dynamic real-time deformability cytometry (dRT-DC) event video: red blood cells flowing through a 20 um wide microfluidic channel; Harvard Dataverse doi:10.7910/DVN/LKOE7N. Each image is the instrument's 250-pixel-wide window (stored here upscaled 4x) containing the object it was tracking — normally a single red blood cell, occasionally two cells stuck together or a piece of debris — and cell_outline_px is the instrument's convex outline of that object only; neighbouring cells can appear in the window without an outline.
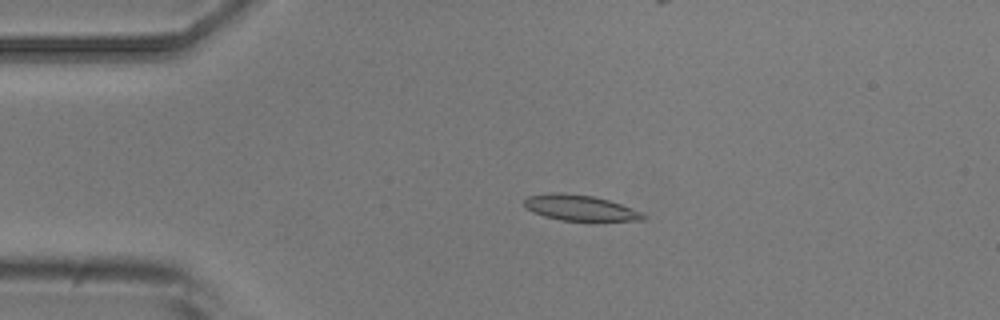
{"species": "common noctule bat (a hibernating species)", "species_latin": "Nyctalus noctula", "temperature_condition": "room temperature", "stored_images_in_passage": 4, "camera_frame_rate_fps": 3000, "um_per_image_px": 0.085, "animal": {"sex": "male", "body_mass_g": 20.5, "forearm_length_mm": 52.5}, "frame": {"image": 1, "passage_image": 3, "time_ms": 2.333, "image_size_px": [1000, 320], "cell_outline_px": [[648, 216], [644, 220], [560, 220], [544, 216], [528, 208], [524, 204], [524, 200], [528, 196], [552, 192], [564, 192], [592, 196], [608, 200], [644, 212]], "centroid_in_image_um": [49.34, 17.65], "position_along_channel_um": 35.7, "area_um2": 17.57}}